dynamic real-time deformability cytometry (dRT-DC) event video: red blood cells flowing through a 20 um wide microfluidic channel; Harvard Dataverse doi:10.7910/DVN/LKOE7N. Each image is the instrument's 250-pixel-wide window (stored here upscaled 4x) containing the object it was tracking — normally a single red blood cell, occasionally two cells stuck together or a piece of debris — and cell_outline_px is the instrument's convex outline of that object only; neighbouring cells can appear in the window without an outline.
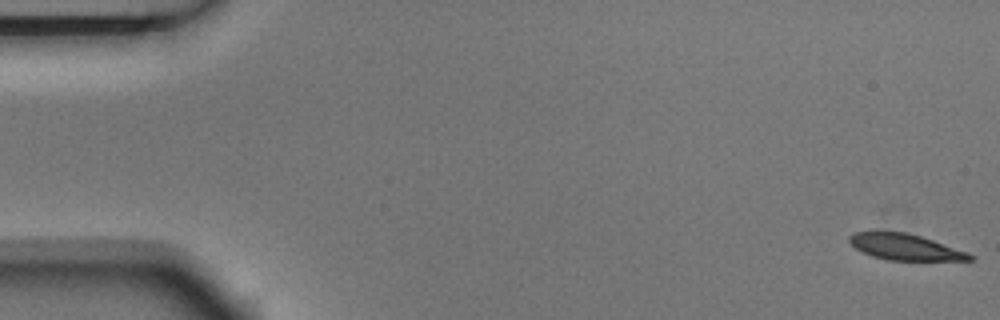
{"species": "Egyptian fruit bat (a non-hibernating species)", "species_latin": "Rousettus aegyptiacus", "temperature_condition": "room temperature", "stored_images_in_passage": 2, "segment_of_instrument_passage": [2, 2], "camera_frame_rate_fps": 3000, "um_per_image_px": 0.085, "animal": {"sex": "male"}, "frame": {"image": 1, "passage_image": 2, "time_ms": 0.333, "image_size_px": [1000, 320], "cell_outline_px": [[976, 260], [888, 260], [872, 256], [856, 248], [848, 240], [848, 236], [852, 232], [872, 228], [876, 228], [904, 232], [920, 236], [968, 252], [976, 256]], "centroid_in_image_um": [76.85, 20.94], "position_along_channel_um": 8.1, "area_um2": 18.9}}